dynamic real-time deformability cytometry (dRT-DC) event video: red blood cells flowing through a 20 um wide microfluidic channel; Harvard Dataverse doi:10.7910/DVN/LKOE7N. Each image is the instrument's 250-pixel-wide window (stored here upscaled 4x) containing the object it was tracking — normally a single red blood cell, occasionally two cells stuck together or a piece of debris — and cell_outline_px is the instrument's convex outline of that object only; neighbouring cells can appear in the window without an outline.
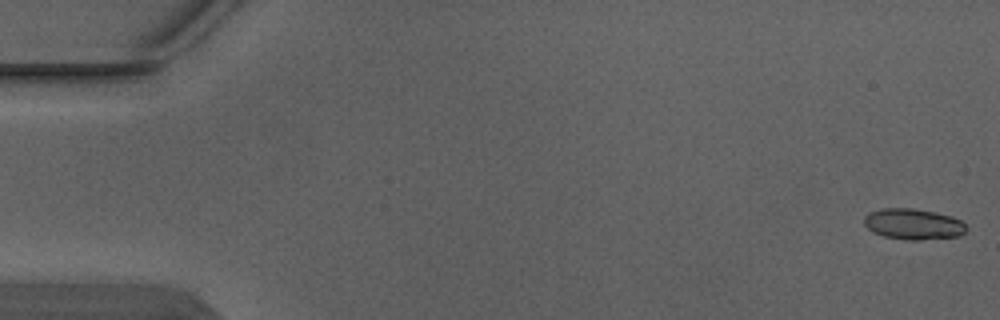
{"species": "Egyptian fruit bat (a non-hibernating species)", "species_latin": "Rousettus aegyptiacus", "temperature_condition": "warm", "stored_images_in_passage": 4, "camera_frame_rate_fps": 3000, "um_per_image_px": 0.085, "animal": {"sex": "male"}, "frame": {"image": 1, "passage_image": 1, "time_ms": 0.0, "image_size_px": [1000, 320], "cell_outline_px": [[964, 232], [960, 236], [920, 240], [904, 240], [884, 236], [872, 232], [864, 224], [864, 216], [868, 212], [880, 208], [912, 208], [952, 216], [960, 220], [964, 224]], "centroid_in_image_um": [77.57, 19.05], "position_along_channel_um": 7.4, "area_um2": 18.38}}
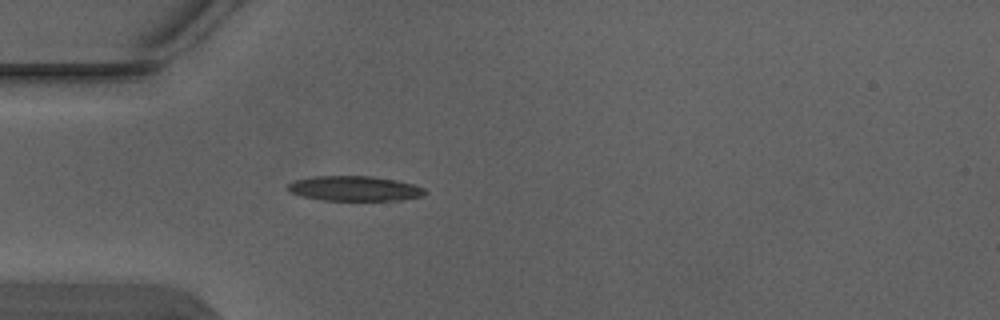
{"frame": {"image": 2, "passage_image": 4, "time_ms": 1.0, "image_size_px": [1000, 320], "cell_outline_px": [[428, 192], [424, 196], [400, 200], [324, 200], [304, 196], [292, 192], [288, 188], [288, 184], [292, 180], [312, 176], [372, 176], [396, 180], [412, 184], [424, 188]], "centroid_in_image_um": [30.17, 16.01], "position_along_channel_um": 54.8, "area_um2": 19.88}}